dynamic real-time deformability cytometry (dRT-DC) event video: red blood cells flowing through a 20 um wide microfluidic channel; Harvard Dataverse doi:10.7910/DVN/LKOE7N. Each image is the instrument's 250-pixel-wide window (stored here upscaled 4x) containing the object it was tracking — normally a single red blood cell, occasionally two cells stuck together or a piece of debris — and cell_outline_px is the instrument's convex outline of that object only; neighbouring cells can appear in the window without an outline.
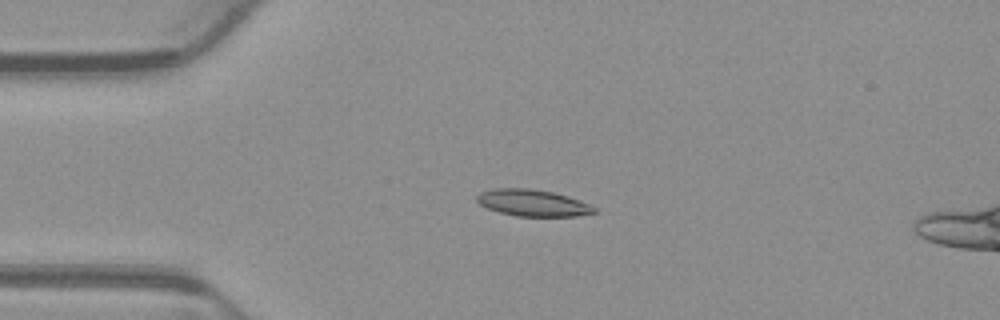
{"species": "common noctule bat (a hibernating species)", "species_latin": "Nyctalus noctula", "temperature_condition": "warm", "stored_images_in_passage": 54, "segment_of_instrument_passage": [1, 2], "camera_frame_rate_fps": 3000, "um_per_image_px": 0.085, "animal": {"sex": "male", "body_mass_g": 23.1, "forearm_length_mm": 52.7}, "frame": {"image": 1, "passage_image": 12, "time_ms": 3.667, "image_size_px": [1000, 320], "cell_outline_px": [[596, 212], [576, 216], [516, 216], [500, 212], [488, 208], [480, 204], [476, 200], [476, 196], [480, 192], [492, 188], [528, 188], [552, 192], [568, 196], [580, 200], [596, 208]], "centroid_in_image_um": [45.26, 17.24], "position_along_channel_um": 39.7, "area_um2": 18.15}}
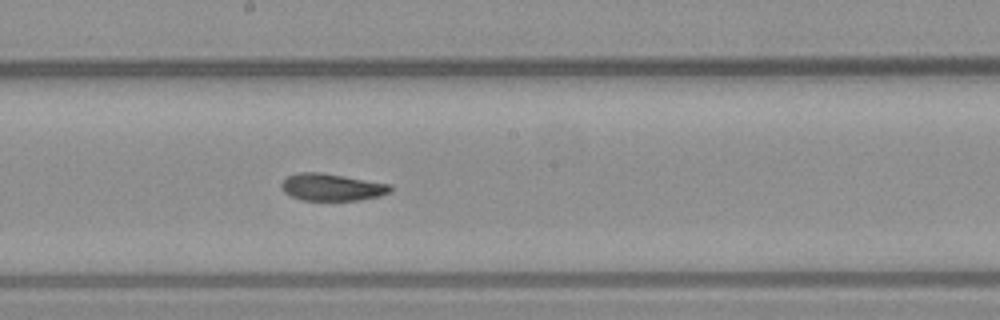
{"frame": {"image": 2, "passage_image": 28, "time_ms": 9.0, "image_size_px": [1000, 320], "cell_outline_px": [[392, 192], [380, 196], [356, 200], [300, 200], [284, 192], [280, 184], [288, 176], [296, 172], [320, 172], [392, 184]], "centroid_in_image_um": [28.22, 15.9], "position_along_channel_um": 220.0, "area_um2": 17.28}}
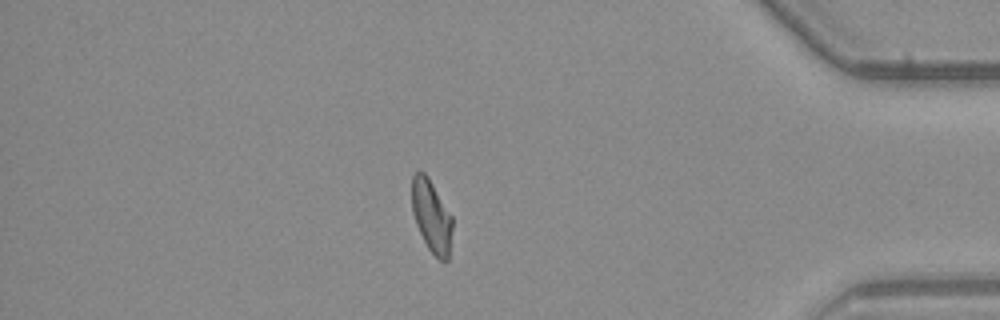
{"frame": {"image": 3, "passage_image": 45, "time_ms": 14.667, "image_size_px": [1000, 320], "cell_outline_px": [[452, 228], [448, 260], [440, 260], [428, 248], [416, 224], [412, 212], [412, 176], [416, 172], [424, 172], [428, 176], [452, 216]], "centroid_in_image_um": [36.67, 18.35], "position_along_channel_um": 398.5, "area_um2": 16.88}}